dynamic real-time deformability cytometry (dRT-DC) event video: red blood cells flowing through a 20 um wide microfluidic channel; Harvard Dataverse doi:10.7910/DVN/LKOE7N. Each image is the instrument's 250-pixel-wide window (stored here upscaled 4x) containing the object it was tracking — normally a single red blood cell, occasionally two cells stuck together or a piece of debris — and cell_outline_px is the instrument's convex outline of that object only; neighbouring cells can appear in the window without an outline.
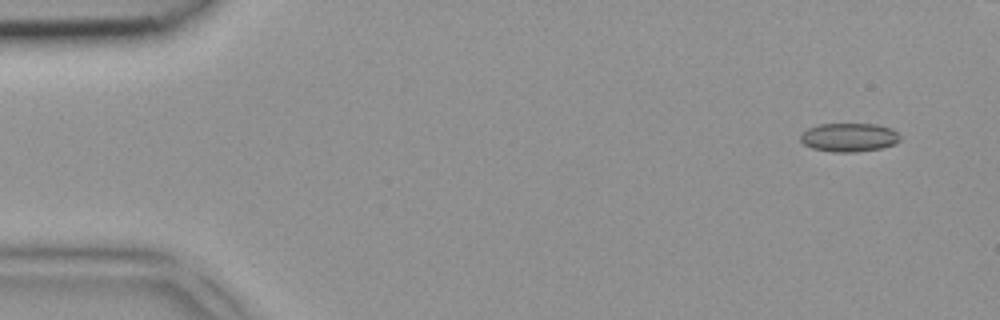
{"species": "common noctule bat (a hibernating species)", "species_latin": "Nyctalus noctula", "temperature_condition": "room temperature", "stored_images_in_passage": 4, "camera_frame_rate_fps": 3000, "um_per_image_px": 0.085, "animal": {"sex": "female", "body_mass_g": 18.4}, "frame": {"image": 1, "passage_image": 1, "time_ms": 0.0, "image_size_px": [1000, 320], "cell_outline_px": [[900, 140], [896, 144], [880, 148], [856, 152], [832, 152], [812, 148], [804, 144], [800, 140], [800, 136], [808, 128], [820, 124], [876, 124], [892, 128], [900, 136]], "centroid_in_image_um": [72.19, 11.68], "position_along_channel_um": 12.8, "area_um2": 16.65}}